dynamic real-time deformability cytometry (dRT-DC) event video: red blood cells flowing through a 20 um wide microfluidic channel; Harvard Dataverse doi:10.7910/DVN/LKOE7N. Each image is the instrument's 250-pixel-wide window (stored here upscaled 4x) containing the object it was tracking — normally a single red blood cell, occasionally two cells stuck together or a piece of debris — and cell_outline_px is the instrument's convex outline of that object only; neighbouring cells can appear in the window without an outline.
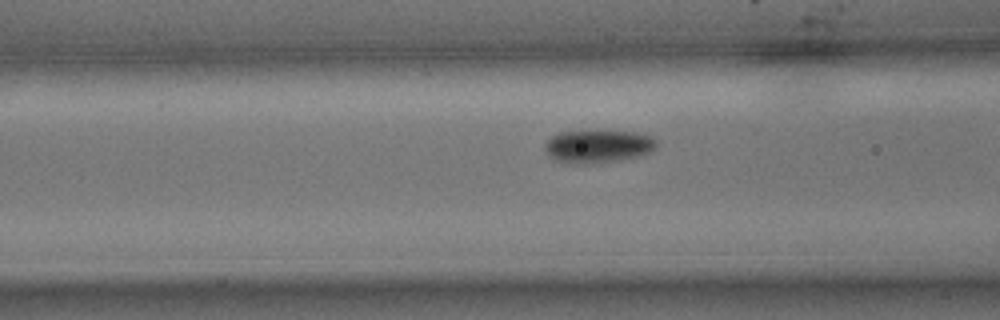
{"species": "common noctule bat (a hibernating species)", "species_latin": "Nyctalus noctula", "temperature_condition": "cold", "stored_images_in_passage": 22, "camera_frame_rate_fps": 3000, "um_per_image_px": 0.085, "animal": {"sex": "male", "body_mass_g": 15.6}, "frame": {"image": 1, "passage_image": 20, "time_ms": 6.333, "image_size_px": [1000, 320], "cell_outline_px": [[656, 144], [648, 152], [640, 156], [620, 160], [592, 164], [564, 164], [556, 160], [544, 148], [544, 144], [552, 136], [560, 132], [632, 132], [652, 136], [656, 140]], "centroid_in_image_um": [50.8, 12.47], "position_along_channel_um": 115.8, "area_um2": 21.1}}